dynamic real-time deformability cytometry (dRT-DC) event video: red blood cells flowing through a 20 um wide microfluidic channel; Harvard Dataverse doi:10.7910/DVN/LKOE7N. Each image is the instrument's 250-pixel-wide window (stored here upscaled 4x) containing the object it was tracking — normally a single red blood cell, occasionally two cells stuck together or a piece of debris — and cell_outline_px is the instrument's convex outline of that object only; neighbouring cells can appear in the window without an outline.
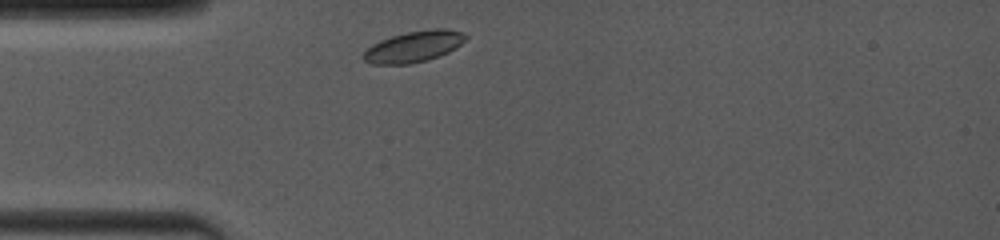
{"species": "common noctule bat (a hibernating species)", "species_latin": "Nyctalus noctula", "temperature_condition": "room temperature", "stored_images_in_passage": 17, "camera_frame_rate_fps": 4000, "um_per_image_px": 0.085, "animal": {"sex": "female", "body_mass_g": 19.0, "forearm_length_mm": 53.3}, "frame": {"image": 1, "passage_image": 1, "time_ms": 0.0, "image_size_px": [1000, 240], "cell_outline_px": [[468, 36], [456, 48], [440, 56], [428, 60], [412, 64], [372, 64], [364, 60], [360, 56], [372, 44], [380, 40], [392, 36], [408, 32], [432, 28], [444, 28], [464, 32]], "centroid_in_image_um": [35.18, 3.96], "position_along_channel_um": 49.8, "area_um2": 18.67}}
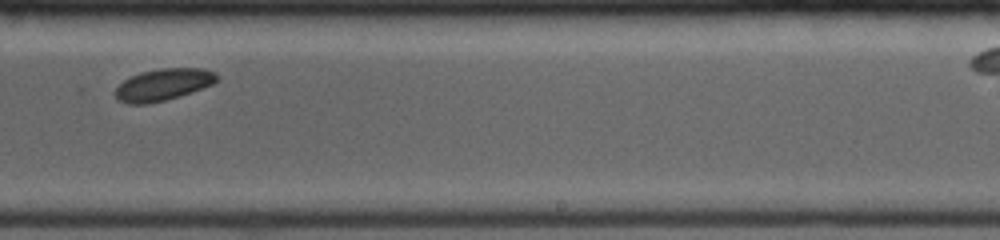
{"frame": {"image": 2, "passage_image": 10, "time_ms": 6.0, "image_size_px": [1000, 240], "cell_outline_px": [[220, 76], [212, 84], [180, 96], [148, 104], [128, 104], [116, 100], [112, 92], [124, 80], [140, 72], [160, 68], [204, 68], [216, 72]], "centroid_in_image_um": [13.84, 7.19], "position_along_channel_um": 275.2, "area_um2": 19.02}}
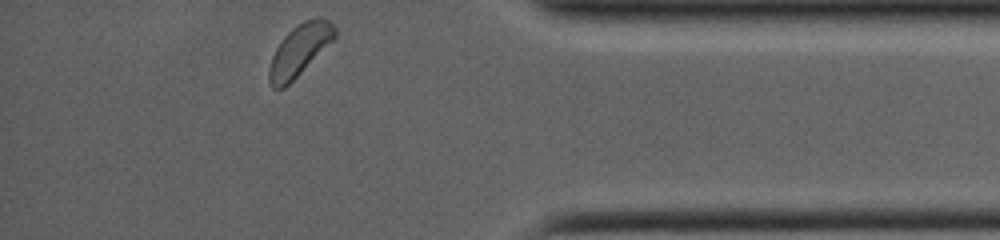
{"frame": {"image": 3, "passage_image": 17, "time_ms": 9.75, "image_size_px": [1000, 240], "cell_outline_px": [[336, 36], [284, 88], [272, 88], [268, 80], [268, 68], [272, 56], [276, 48], [284, 36], [292, 28], [304, 20], [316, 16], [320, 16], [328, 20], [336, 28]], "centroid_in_image_um": [25.43, 4.23], "position_along_channel_um": 409.8, "area_um2": 19.25}}